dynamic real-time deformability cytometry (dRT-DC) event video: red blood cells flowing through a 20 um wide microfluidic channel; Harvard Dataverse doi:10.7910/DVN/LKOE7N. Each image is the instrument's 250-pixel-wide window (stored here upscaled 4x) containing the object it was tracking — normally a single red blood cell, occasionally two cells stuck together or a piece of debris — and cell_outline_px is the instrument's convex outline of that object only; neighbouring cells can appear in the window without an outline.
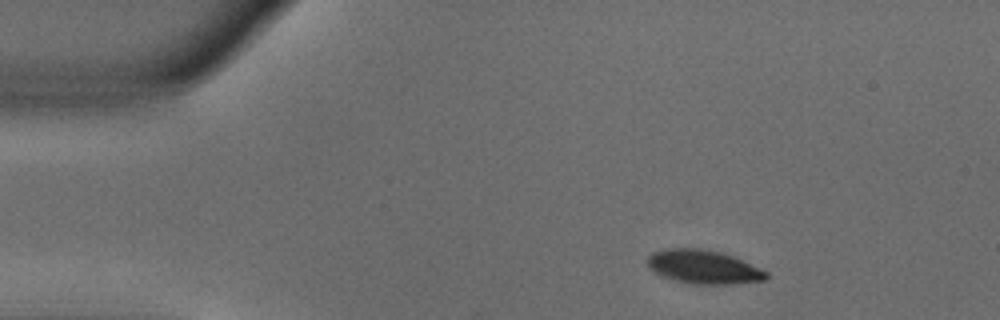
{"species": "common noctule bat (a hibernating species)", "species_latin": "Nyctalus noctula", "temperature_condition": "warm", "stored_images_in_passage": 51, "camera_frame_rate_fps": 3000, "um_per_image_px": 0.085, "animal": {"sex": "male", "body_mass_g": 18.8}, "frame": {"image": 1, "passage_image": 6, "time_ms": 1.667, "image_size_px": [1000, 320], "cell_outline_px": [[768, 276], [764, 280], [736, 284], [696, 284], [676, 280], [660, 276], [648, 264], [648, 256], [652, 252], [668, 248], [700, 248], [720, 252], [732, 256], [760, 268], [768, 272]], "centroid_in_image_um": [59.81, 22.69], "position_along_channel_um": 25.2, "area_um2": 23.12}}
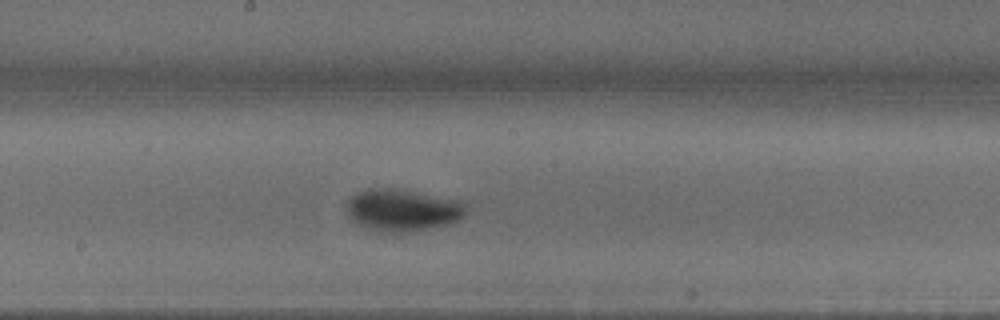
{"frame": {"image": 2, "passage_image": 26, "time_ms": 8.333, "image_size_px": [1000, 320], "cell_outline_px": [[464, 216], [448, 224], [432, 228], [408, 232], [376, 232], [356, 224], [348, 216], [344, 204], [356, 192], [368, 188], [400, 188], [464, 200]], "centroid_in_image_um": [34.17, 17.84], "position_along_channel_um": 214.0, "area_um2": 30.0}}
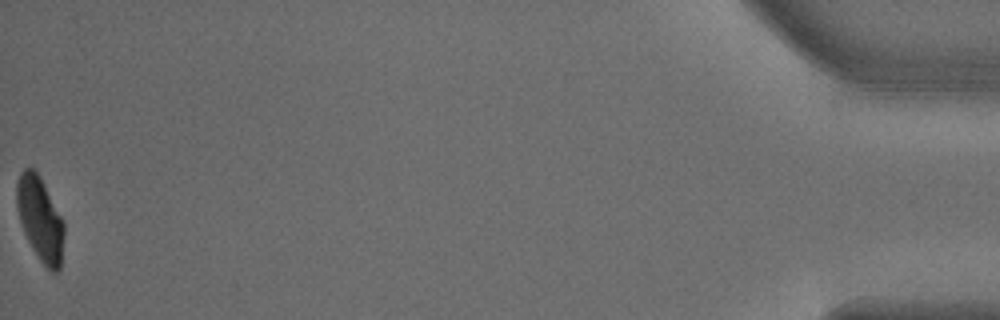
{"frame": {"image": 3, "passage_image": 51, "time_ms": 16.667, "image_size_px": [1000, 320], "cell_outline_px": [[64, 236], [60, 268], [56, 272], [52, 272], [40, 260], [28, 240], [24, 232], [20, 220], [16, 204], [16, 184], [20, 172], [24, 168], [32, 168], [40, 176], [64, 220]], "centroid_in_image_um": [3.42, 18.58], "position_along_channel_um": 431.8, "area_um2": 23.12}, "authors_computed_cell_mechanics": {"area_um2": 25.8944, "velocity_mm_per_s": 3.809, "shape_relaxation_time_tau1_ms": 4.186, "shape_relaxation_time_tau2_ms": null, "deformation_change_tau1": 0.1971, "deformation_change_tau2": null}}